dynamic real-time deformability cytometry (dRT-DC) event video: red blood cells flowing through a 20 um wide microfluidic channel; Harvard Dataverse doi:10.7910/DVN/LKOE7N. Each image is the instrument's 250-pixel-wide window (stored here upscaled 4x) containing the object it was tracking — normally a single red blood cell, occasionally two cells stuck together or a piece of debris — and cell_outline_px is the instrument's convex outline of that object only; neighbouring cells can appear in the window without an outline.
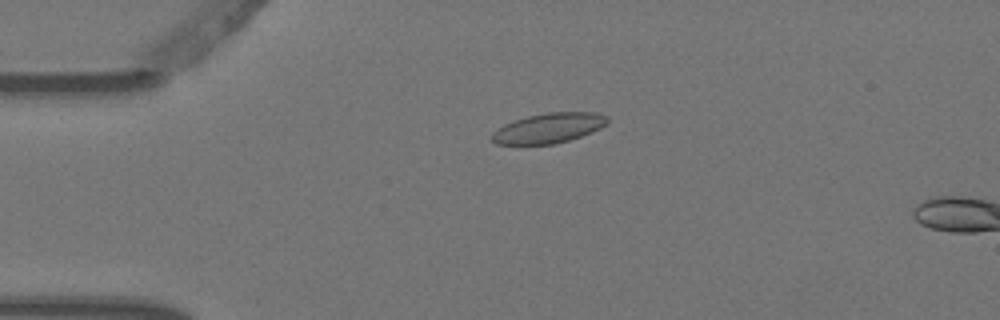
{"species": "Egyptian fruit bat (a non-hibernating species)", "species_latin": "Rousettus aegyptiacus", "temperature_condition": "warm", "stored_images_in_passage": 2, "camera_frame_rate_fps": 3000, "um_per_image_px": 0.085, "animal": {"sex": "female"}, "frame": {"image": 1, "passage_image": 2, "time_ms": 0.333, "image_size_px": [1000, 320], "cell_outline_px": [[608, 124], [592, 132], [568, 140], [552, 144], [496, 144], [492, 140], [492, 132], [504, 124], [528, 116], [548, 112], [596, 112], [608, 116]], "centroid_in_image_um": [46.67, 10.88], "position_along_channel_um": 38.3, "area_um2": 20.06}}